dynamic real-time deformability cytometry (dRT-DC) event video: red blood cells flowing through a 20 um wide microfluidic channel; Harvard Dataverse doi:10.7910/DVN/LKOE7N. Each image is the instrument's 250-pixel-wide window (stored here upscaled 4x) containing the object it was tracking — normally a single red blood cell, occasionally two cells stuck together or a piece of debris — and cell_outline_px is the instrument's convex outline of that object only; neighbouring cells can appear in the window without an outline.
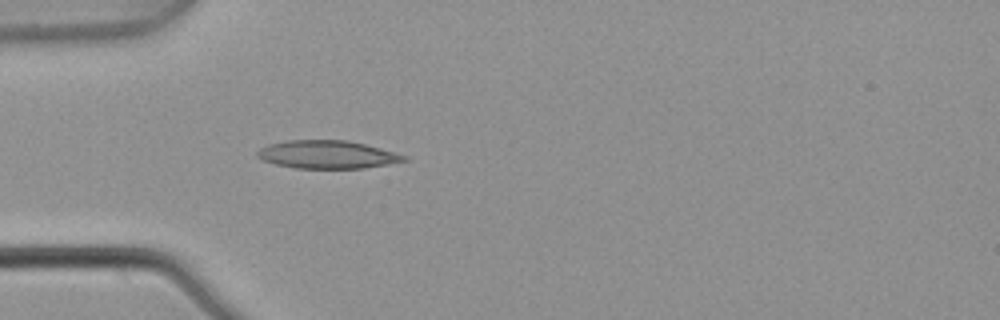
{"species": "common noctule bat (a hibernating species)", "species_latin": "Nyctalus noctula", "temperature_condition": "warm", "stored_images_in_passage": 5, "camera_frame_rate_fps": 3000, "um_per_image_px": 0.085, "animal": {"sex": "male", "body_mass_g": 21.5, "forearm_length_mm": 52.0}, "frame": {"image": 1, "passage_image": 5, "time_ms": 1.333, "image_size_px": [1000, 320], "cell_outline_px": [[408, 160], [388, 164], [364, 168], [296, 168], [276, 164], [264, 160], [256, 156], [256, 152], [260, 148], [268, 144], [288, 140], [348, 140], [380, 148], [408, 156]], "centroid_in_image_um": [27.82, 13.13], "position_along_channel_um": 57.2, "area_um2": 23.87}}